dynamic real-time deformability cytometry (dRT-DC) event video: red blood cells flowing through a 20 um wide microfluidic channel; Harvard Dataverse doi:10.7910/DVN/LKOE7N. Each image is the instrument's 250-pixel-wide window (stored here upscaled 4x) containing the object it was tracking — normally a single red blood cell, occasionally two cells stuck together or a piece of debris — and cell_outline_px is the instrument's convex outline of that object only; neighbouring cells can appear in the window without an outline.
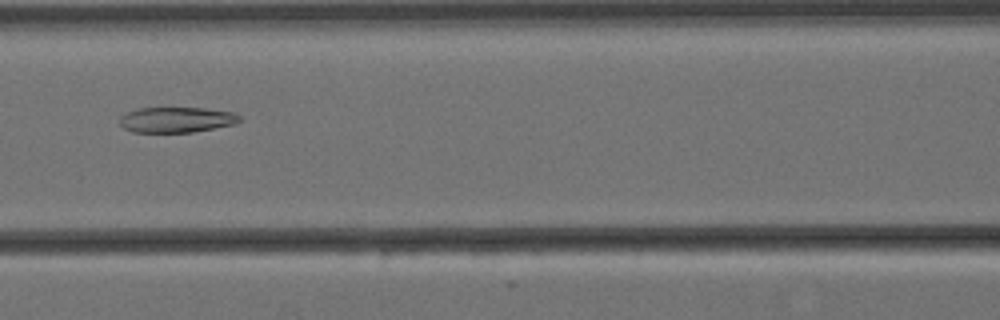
{"species": "Egyptian fruit bat (a non-hibernating species)", "species_latin": "Rousettus aegyptiacus", "temperature_condition": "cold", "stored_images_in_passage": 9, "camera_frame_rate_fps": 3000, "um_per_image_px": 0.085, "animal": {"sex": "female"}, "frame": {"image": 1, "passage_image": 7, "time_ms": 2.0, "image_size_px": [1000, 320], "cell_outline_px": [[244, 120], [236, 124], [192, 132], [132, 132], [124, 128], [120, 124], [120, 116], [128, 112], [140, 108], [204, 108], [232, 112], [240, 116]], "centroid_in_image_um": [15.04, 10.18], "position_along_channel_um": 151.6, "area_um2": 17.8}}
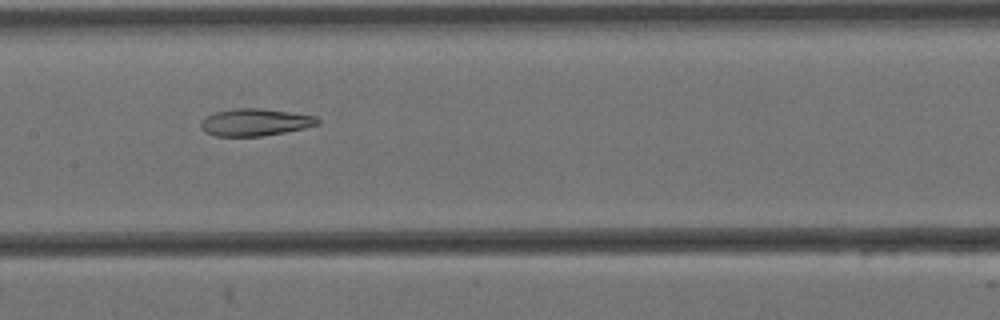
{"frame": {"image": 2, "passage_image": 8, "time_ms": 2.333, "image_size_px": [1000, 320], "cell_outline_px": [[320, 124], [304, 128], [284, 132], [260, 136], [216, 136], [204, 132], [200, 128], [200, 120], [216, 112], [236, 108], [260, 108], [316, 116], [320, 120]], "centroid_in_image_um": [21.66, 10.39], "position_along_channel_um": 185.7, "area_um2": 18.44}}
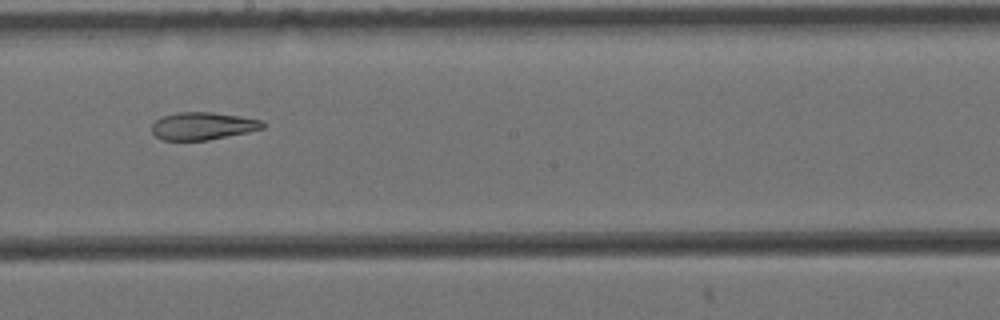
{"frame": {"image": 3, "passage_image": 9, "time_ms": 2.667, "image_size_px": [1000, 320], "cell_outline_px": [[264, 128], [248, 132], [208, 140], [160, 140], [152, 132], [152, 124], [156, 120], [164, 116], [176, 112], [212, 112], [240, 116], [264, 120]], "centroid_in_image_um": [17.24, 10.71], "position_along_channel_um": 231.0, "area_um2": 17.86}}